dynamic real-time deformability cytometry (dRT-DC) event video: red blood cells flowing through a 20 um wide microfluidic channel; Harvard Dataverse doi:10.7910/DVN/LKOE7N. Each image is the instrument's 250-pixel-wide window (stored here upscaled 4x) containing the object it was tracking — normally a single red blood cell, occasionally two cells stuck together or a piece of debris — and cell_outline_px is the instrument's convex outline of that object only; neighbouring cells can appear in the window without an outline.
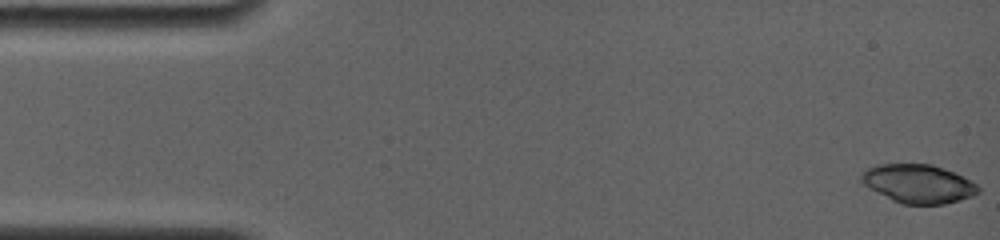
{"species": "common noctule bat (a hibernating species)", "species_latin": "Nyctalus noctula", "temperature_condition": "room temperature", "stored_images_in_passage": 6, "camera_frame_rate_fps": 4000, "um_per_image_px": 0.085, "animal": {"sex": "female", "body_mass_g": 19.0, "forearm_length_mm": 56.7}, "frame": {"image": 1, "passage_image": 1, "time_ms": 0.0, "image_size_px": [1000, 240], "cell_outline_px": [[980, 192], [972, 196], [960, 200], [944, 204], [904, 204], [892, 200], [868, 188], [860, 180], [860, 172], [876, 164], [932, 164], [944, 168], [964, 176], [976, 184], [980, 188]], "centroid_in_image_um": [78.04, 15.61], "position_along_channel_um": 7.0, "area_um2": 26.47}}
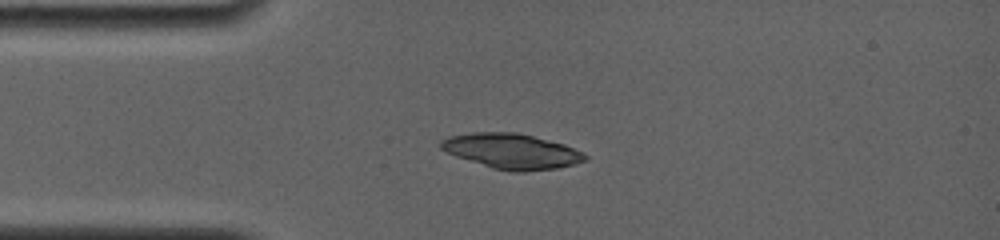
{"frame": {"image": 2, "passage_image": 6, "time_ms": 3.75, "image_size_px": [1000, 240], "cell_outline_px": [[588, 156], [584, 160], [572, 164], [556, 168], [524, 172], [512, 172], [492, 168], [456, 156], [440, 148], [440, 140], [448, 136], [472, 132], [516, 132], [564, 144], [584, 152]], "centroid_in_image_um": [43.47, 12.85], "position_along_channel_um": 41.5, "area_um2": 29.42}}